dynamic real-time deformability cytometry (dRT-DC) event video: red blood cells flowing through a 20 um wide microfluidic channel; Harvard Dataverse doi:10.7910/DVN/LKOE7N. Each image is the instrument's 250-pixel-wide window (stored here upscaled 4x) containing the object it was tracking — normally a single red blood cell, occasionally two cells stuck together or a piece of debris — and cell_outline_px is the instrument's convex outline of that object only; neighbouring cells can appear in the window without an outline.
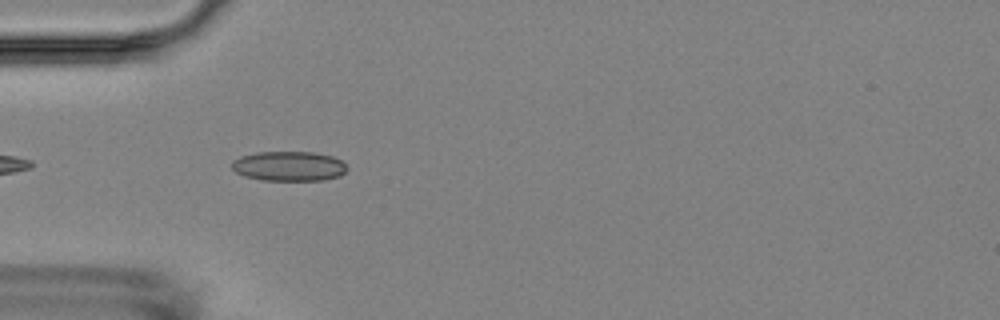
{"species": "Egyptian fruit bat (a non-hibernating species)", "species_latin": "Rousettus aegyptiacus", "temperature_condition": "room temperature", "stored_images_in_passage": 3, "camera_frame_rate_fps": 3000, "um_per_image_px": 0.085, "animal": {"sex": "female"}, "frame": {"image": 1, "passage_image": 3, "time_ms": 2.333, "image_size_px": [1000, 320], "cell_outline_px": [[348, 168], [340, 176], [324, 180], [264, 180], [244, 176], [236, 172], [232, 168], [232, 160], [240, 156], [256, 152], [312, 152], [332, 156], [340, 160]], "centroid_in_image_um": [24.54, 14.12], "position_along_channel_um": 60.5, "area_um2": 19.94}}